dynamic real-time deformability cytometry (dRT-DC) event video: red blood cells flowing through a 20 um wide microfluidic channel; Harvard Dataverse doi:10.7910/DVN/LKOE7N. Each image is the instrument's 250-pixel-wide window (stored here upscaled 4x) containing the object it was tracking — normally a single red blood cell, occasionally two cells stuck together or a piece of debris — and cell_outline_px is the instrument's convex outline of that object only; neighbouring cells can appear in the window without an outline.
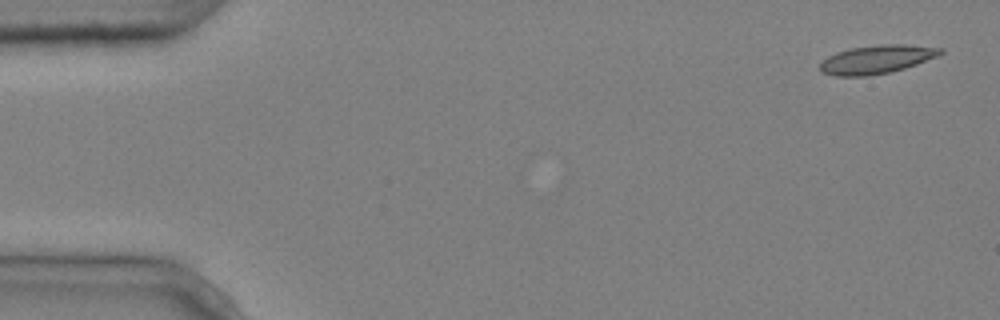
{"species": "common noctule bat (a hibernating species)", "species_latin": "Nyctalus noctula", "temperature_condition": "cold", "stored_images_in_passage": 4, "camera_frame_rate_fps": 3000, "um_per_image_px": 0.085, "animal": {"sex": "male", "body_mass_g": 20.4}, "frame": {"image": 1, "passage_image": 1, "time_ms": 0.0, "image_size_px": [1000, 320], "cell_outline_px": [[944, 52], [936, 56], [916, 64], [904, 68], [888, 72], [868, 76], [836, 76], [820, 72], [820, 64], [828, 56], [836, 52], [852, 48], [884, 44], [904, 44], [944, 48]], "centroid_in_image_um": [74.5, 5.05], "position_along_channel_um": 10.5, "area_um2": 19.77}}
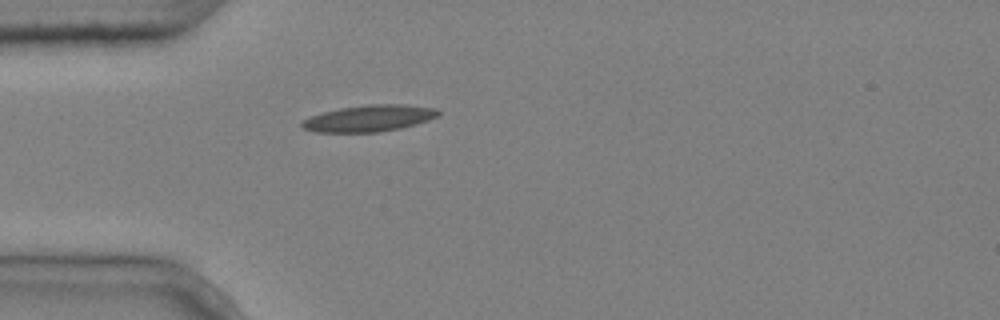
{"frame": {"image": 2, "passage_image": 4, "time_ms": 1.0, "image_size_px": [1000, 320], "cell_outline_px": [[440, 116], [416, 124], [400, 128], [380, 132], [316, 132], [304, 128], [300, 124], [304, 120], [312, 116], [324, 112], [340, 108], [368, 104], [404, 104], [436, 108], [440, 112]], "centroid_in_image_um": [31.43, 10.05], "position_along_channel_um": 53.6, "area_um2": 20.98}}